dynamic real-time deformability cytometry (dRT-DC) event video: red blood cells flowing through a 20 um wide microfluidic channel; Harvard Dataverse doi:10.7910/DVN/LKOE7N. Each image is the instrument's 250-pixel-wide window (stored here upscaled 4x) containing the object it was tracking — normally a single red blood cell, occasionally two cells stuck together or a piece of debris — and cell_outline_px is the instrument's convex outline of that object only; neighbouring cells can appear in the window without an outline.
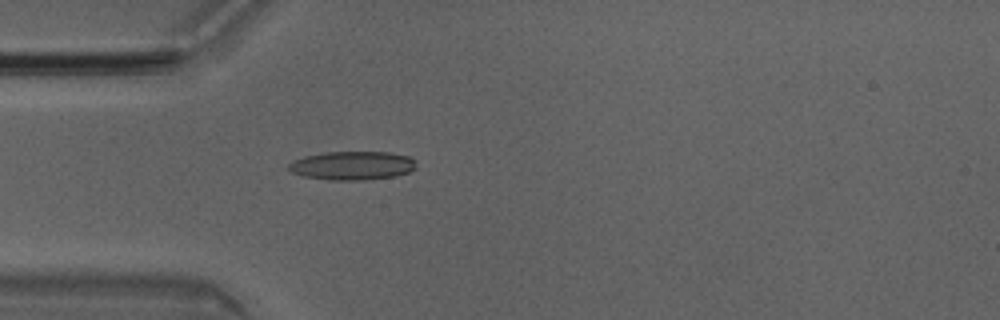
{"species": "Egyptian fruit bat (a non-hibernating species)", "species_latin": "Rousettus aegyptiacus", "temperature_condition": "room temperature", "stored_images_in_passage": 28, "camera_frame_rate_fps": 3000, "um_per_image_px": 0.085, "animal": {"sex": "male"}, "frame": {"image": 1, "passage_image": 7, "time_ms": 2.0, "image_size_px": [1000, 320], "cell_outline_px": [[416, 168], [408, 172], [396, 176], [364, 180], [332, 180], [304, 176], [292, 172], [288, 168], [288, 164], [292, 160], [304, 156], [324, 152], [392, 152], [408, 156], [416, 160]], "centroid_in_image_um": [29.96, 14.06], "position_along_channel_um": 55.0, "area_um2": 21.44}}
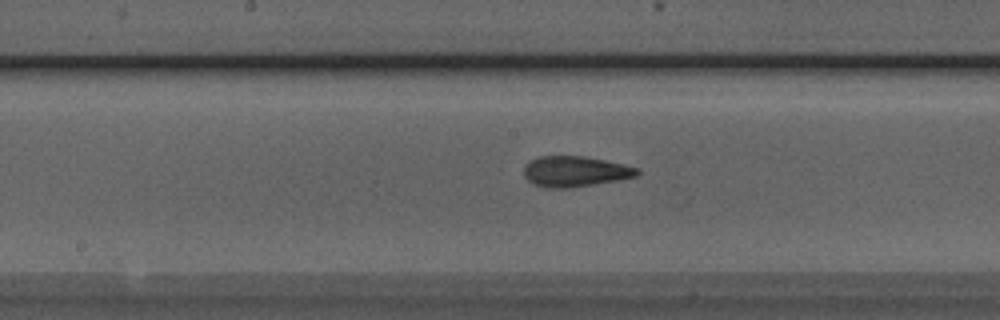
{"frame": {"image": 2, "passage_image": 18, "time_ms": 5.667, "image_size_px": [1000, 320], "cell_outline_px": [[640, 172], [636, 176], [620, 180], [572, 188], [548, 188], [536, 184], [528, 180], [524, 176], [524, 168], [532, 160], [540, 156], [584, 156], [604, 160], [640, 168]], "centroid_in_image_um": [48.92, 14.58], "position_along_channel_um": 199.3, "area_um2": 20.11}}
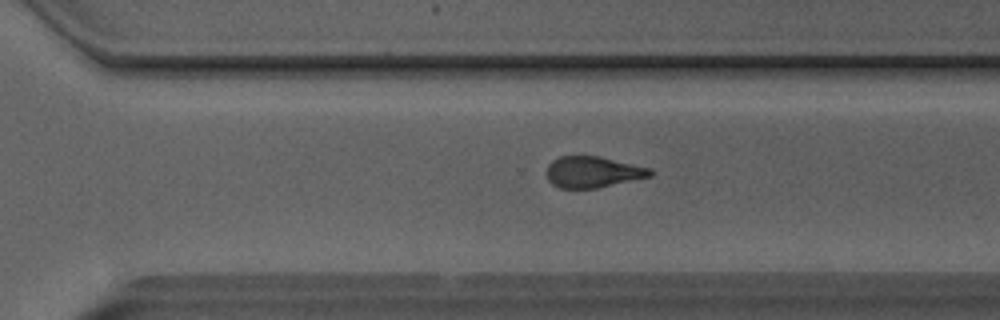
{"frame": {"image": 3, "passage_image": 27, "time_ms": 8.667, "image_size_px": [1000, 320], "cell_outline_px": [[652, 176], [596, 188], [560, 188], [552, 184], [548, 180], [544, 172], [548, 164], [552, 160], [560, 156], [600, 156], [652, 168]], "centroid_in_image_um": [50.36, 14.61], "position_along_channel_um": 320.2, "area_um2": 19.02}}